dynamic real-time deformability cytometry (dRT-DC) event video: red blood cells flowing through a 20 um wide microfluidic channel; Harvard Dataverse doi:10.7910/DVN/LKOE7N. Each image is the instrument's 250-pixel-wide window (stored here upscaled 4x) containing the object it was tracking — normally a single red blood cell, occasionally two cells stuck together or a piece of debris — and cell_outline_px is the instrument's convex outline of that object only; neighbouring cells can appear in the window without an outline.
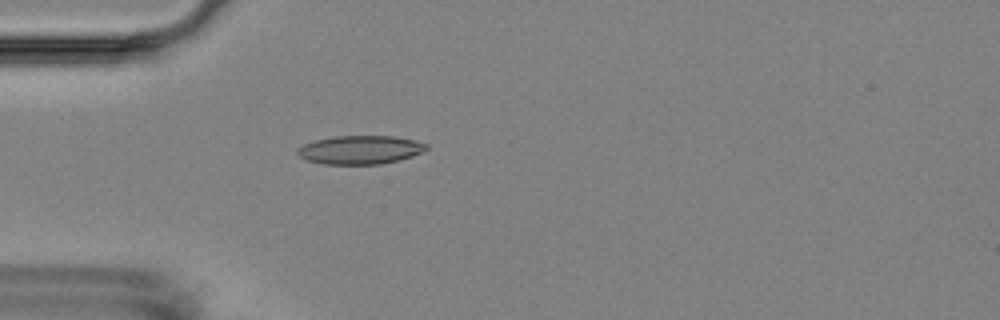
{"species": "Egyptian fruit bat (a non-hibernating species)", "species_latin": "Rousettus aegyptiacus", "temperature_condition": "room temperature", "stored_images_in_passage": 5, "camera_frame_rate_fps": 3000, "um_per_image_px": 0.085, "animal": {"sex": "female"}, "frame": {"image": 1, "passage_image": 5, "time_ms": 4.667, "image_size_px": [1000, 320], "cell_outline_px": [[428, 148], [424, 152], [400, 160], [380, 164], [324, 164], [308, 160], [300, 156], [296, 152], [296, 148], [304, 144], [316, 140], [332, 136], [392, 136], [416, 140], [428, 144]], "centroid_in_image_um": [30.64, 12.73], "position_along_channel_um": 54.4, "area_um2": 21.56}}